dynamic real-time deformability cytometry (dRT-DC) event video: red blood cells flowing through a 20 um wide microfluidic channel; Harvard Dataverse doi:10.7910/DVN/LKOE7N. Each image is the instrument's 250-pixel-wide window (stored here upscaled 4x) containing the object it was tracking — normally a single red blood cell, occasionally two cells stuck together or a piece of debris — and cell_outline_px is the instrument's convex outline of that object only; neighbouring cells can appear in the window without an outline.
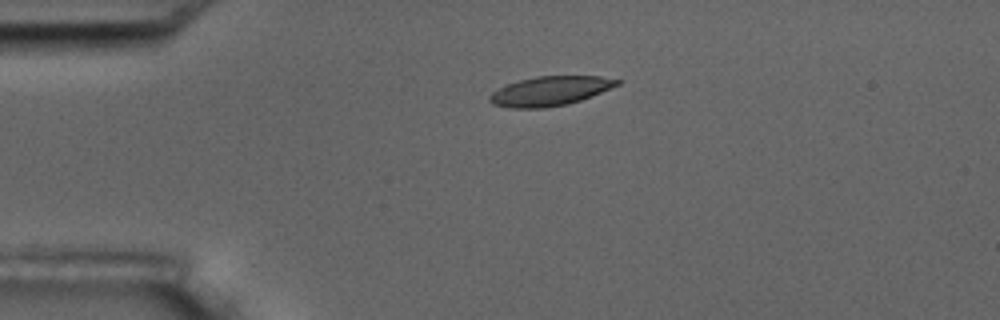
{"species": "common noctule bat (a hibernating species)", "species_latin": "Nyctalus noctula", "temperature_condition": "room temperature", "stored_images_in_passage": 2, "camera_frame_rate_fps": 3000, "um_per_image_px": 0.085, "animal": {"sex": "male", "body_mass_g": 17.5, "forearm_length_mm": 52.3}, "frame": {"image": 1, "passage_image": 1, "time_ms": 0.0, "image_size_px": [1000, 320], "cell_outline_px": [[624, 80], [620, 84], [592, 96], [568, 104], [544, 108], [508, 108], [492, 104], [488, 100], [488, 96], [492, 92], [504, 84], [536, 76], [600, 76]], "centroid_in_image_um": [46.73, 7.73], "position_along_channel_um": 38.3, "area_um2": 22.08}}